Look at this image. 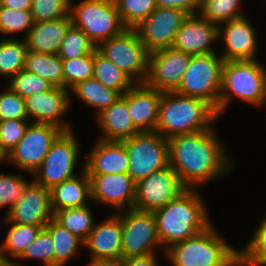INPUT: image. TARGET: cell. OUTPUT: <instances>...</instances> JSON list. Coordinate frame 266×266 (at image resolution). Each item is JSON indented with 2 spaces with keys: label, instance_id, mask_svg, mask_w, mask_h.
Here are the masks:
<instances>
[{
  "label": "cell",
  "instance_id": "47",
  "mask_svg": "<svg viewBox=\"0 0 266 266\" xmlns=\"http://www.w3.org/2000/svg\"><path fill=\"white\" fill-rule=\"evenodd\" d=\"M156 254L121 259L122 266H159Z\"/></svg>",
  "mask_w": 266,
  "mask_h": 266
},
{
  "label": "cell",
  "instance_id": "38",
  "mask_svg": "<svg viewBox=\"0 0 266 266\" xmlns=\"http://www.w3.org/2000/svg\"><path fill=\"white\" fill-rule=\"evenodd\" d=\"M123 25L135 28L157 7L155 0H113Z\"/></svg>",
  "mask_w": 266,
  "mask_h": 266
},
{
  "label": "cell",
  "instance_id": "20",
  "mask_svg": "<svg viewBox=\"0 0 266 266\" xmlns=\"http://www.w3.org/2000/svg\"><path fill=\"white\" fill-rule=\"evenodd\" d=\"M216 40L218 41V26L198 13L188 15L184 20L172 48L191 56L206 55L215 53L213 43Z\"/></svg>",
  "mask_w": 266,
  "mask_h": 266
},
{
  "label": "cell",
  "instance_id": "7",
  "mask_svg": "<svg viewBox=\"0 0 266 266\" xmlns=\"http://www.w3.org/2000/svg\"><path fill=\"white\" fill-rule=\"evenodd\" d=\"M223 64L224 59L217 53L191 56L175 92L208 102L218 115Z\"/></svg>",
  "mask_w": 266,
  "mask_h": 266
},
{
  "label": "cell",
  "instance_id": "11",
  "mask_svg": "<svg viewBox=\"0 0 266 266\" xmlns=\"http://www.w3.org/2000/svg\"><path fill=\"white\" fill-rule=\"evenodd\" d=\"M121 220L123 235L121 259L156 254L159 240L153 212L130 208L116 213Z\"/></svg>",
  "mask_w": 266,
  "mask_h": 266
},
{
  "label": "cell",
  "instance_id": "33",
  "mask_svg": "<svg viewBox=\"0 0 266 266\" xmlns=\"http://www.w3.org/2000/svg\"><path fill=\"white\" fill-rule=\"evenodd\" d=\"M93 215L88 204L82 207L58 210L54 213L53 218L72 234L85 241L96 223Z\"/></svg>",
  "mask_w": 266,
  "mask_h": 266
},
{
  "label": "cell",
  "instance_id": "22",
  "mask_svg": "<svg viewBox=\"0 0 266 266\" xmlns=\"http://www.w3.org/2000/svg\"><path fill=\"white\" fill-rule=\"evenodd\" d=\"M162 92L145 83H135L127 91L128 110L134 126L140 132L155 131Z\"/></svg>",
  "mask_w": 266,
  "mask_h": 266
},
{
  "label": "cell",
  "instance_id": "49",
  "mask_svg": "<svg viewBox=\"0 0 266 266\" xmlns=\"http://www.w3.org/2000/svg\"><path fill=\"white\" fill-rule=\"evenodd\" d=\"M88 266H122L121 259H90Z\"/></svg>",
  "mask_w": 266,
  "mask_h": 266
},
{
  "label": "cell",
  "instance_id": "29",
  "mask_svg": "<svg viewBox=\"0 0 266 266\" xmlns=\"http://www.w3.org/2000/svg\"><path fill=\"white\" fill-rule=\"evenodd\" d=\"M45 229L50 233L54 242V266H66L71 258L73 259L80 254V247L84 248V241L72 234L54 218L48 222Z\"/></svg>",
  "mask_w": 266,
  "mask_h": 266
},
{
  "label": "cell",
  "instance_id": "1",
  "mask_svg": "<svg viewBox=\"0 0 266 266\" xmlns=\"http://www.w3.org/2000/svg\"><path fill=\"white\" fill-rule=\"evenodd\" d=\"M220 139L214 127L167 139L169 165L188 189H199L235 167Z\"/></svg>",
  "mask_w": 266,
  "mask_h": 266
},
{
  "label": "cell",
  "instance_id": "18",
  "mask_svg": "<svg viewBox=\"0 0 266 266\" xmlns=\"http://www.w3.org/2000/svg\"><path fill=\"white\" fill-rule=\"evenodd\" d=\"M53 216L50 190L32 180L21 198L6 213L5 219L45 228Z\"/></svg>",
  "mask_w": 266,
  "mask_h": 266
},
{
  "label": "cell",
  "instance_id": "24",
  "mask_svg": "<svg viewBox=\"0 0 266 266\" xmlns=\"http://www.w3.org/2000/svg\"><path fill=\"white\" fill-rule=\"evenodd\" d=\"M95 118L103 133L99 140L121 142L140 132L134 126L128 110L127 91Z\"/></svg>",
  "mask_w": 266,
  "mask_h": 266
},
{
  "label": "cell",
  "instance_id": "32",
  "mask_svg": "<svg viewBox=\"0 0 266 266\" xmlns=\"http://www.w3.org/2000/svg\"><path fill=\"white\" fill-rule=\"evenodd\" d=\"M27 52L24 38L0 39V76L10 79L23 70Z\"/></svg>",
  "mask_w": 266,
  "mask_h": 266
},
{
  "label": "cell",
  "instance_id": "4",
  "mask_svg": "<svg viewBox=\"0 0 266 266\" xmlns=\"http://www.w3.org/2000/svg\"><path fill=\"white\" fill-rule=\"evenodd\" d=\"M173 266H239V249L224 240L214 222L203 232L165 251Z\"/></svg>",
  "mask_w": 266,
  "mask_h": 266
},
{
  "label": "cell",
  "instance_id": "34",
  "mask_svg": "<svg viewBox=\"0 0 266 266\" xmlns=\"http://www.w3.org/2000/svg\"><path fill=\"white\" fill-rule=\"evenodd\" d=\"M242 0H201L199 14L219 26L245 16L240 11Z\"/></svg>",
  "mask_w": 266,
  "mask_h": 266
},
{
  "label": "cell",
  "instance_id": "39",
  "mask_svg": "<svg viewBox=\"0 0 266 266\" xmlns=\"http://www.w3.org/2000/svg\"><path fill=\"white\" fill-rule=\"evenodd\" d=\"M64 88L70 90L77 83L93 78L94 75V52L86 56L62 60Z\"/></svg>",
  "mask_w": 266,
  "mask_h": 266
},
{
  "label": "cell",
  "instance_id": "45",
  "mask_svg": "<svg viewBox=\"0 0 266 266\" xmlns=\"http://www.w3.org/2000/svg\"><path fill=\"white\" fill-rule=\"evenodd\" d=\"M31 121L29 119H8L0 121V144L9 153L22 139Z\"/></svg>",
  "mask_w": 266,
  "mask_h": 266
},
{
  "label": "cell",
  "instance_id": "41",
  "mask_svg": "<svg viewBox=\"0 0 266 266\" xmlns=\"http://www.w3.org/2000/svg\"><path fill=\"white\" fill-rule=\"evenodd\" d=\"M7 84L14 93L23 98L34 95L37 92L47 91L53 86L41 76L25 69L12 76Z\"/></svg>",
  "mask_w": 266,
  "mask_h": 266
},
{
  "label": "cell",
  "instance_id": "50",
  "mask_svg": "<svg viewBox=\"0 0 266 266\" xmlns=\"http://www.w3.org/2000/svg\"><path fill=\"white\" fill-rule=\"evenodd\" d=\"M4 162H9V154L0 144V164Z\"/></svg>",
  "mask_w": 266,
  "mask_h": 266
},
{
  "label": "cell",
  "instance_id": "46",
  "mask_svg": "<svg viewBox=\"0 0 266 266\" xmlns=\"http://www.w3.org/2000/svg\"><path fill=\"white\" fill-rule=\"evenodd\" d=\"M157 7L177 8L189 15L198 14L201 8V0H155Z\"/></svg>",
  "mask_w": 266,
  "mask_h": 266
},
{
  "label": "cell",
  "instance_id": "36",
  "mask_svg": "<svg viewBox=\"0 0 266 266\" xmlns=\"http://www.w3.org/2000/svg\"><path fill=\"white\" fill-rule=\"evenodd\" d=\"M239 266H266V215L247 245L239 250Z\"/></svg>",
  "mask_w": 266,
  "mask_h": 266
},
{
  "label": "cell",
  "instance_id": "16",
  "mask_svg": "<svg viewBox=\"0 0 266 266\" xmlns=\"http://www.w3.org/2000/svg\"><path fill=\"white\" fill-rule=\"evenodd\" d=\"M70 98V90L57 86L26 97L25 106L29 120L33 123L52 124L63 131L73 130L71 123L65 121L63 116L70 108Z\"/></svg>",
  "mask_w": 266,
  "mask_h": 266
},
{
  "label": "cell",
  "instance_id": "23",
  "mask_svg": "<svg viewBox=\"0 0 266 266\" xmlns=\"http://www.w3.org/2000/svg\"><path fill=\"white\" fill-rule=\"evenodd\" d=\"M84 169L88 175L128 173L129 158L125 145L119 141L96 140L85 155Z\"/></svg>",
  "mask_w": 266,
  "mask_h": 266
},
{
  "label": "cell",
  "instance_id": "40",
  "mask_svg": "<svg viewBox=\"0 0 266 266\" xmlns=\"http://www.w3.org/2000/svg\"><path fill=\"white\" fill-rule=\"evenodd\" d=\"M30 181L18 173H0V209L6 208V213L21 198Z\"/></svg>",
  "mask_w": 266,
  "mask_h": 266
},
{
  "label": "cell",
  "instance_id": "44",
  "mask_svg": "<svg viewBox=\"0 0 266 266\" xmlns=\"http://www.w3.org/2000/svg\"><path fill=\"white\" fill-rule=\"evenodd\" d=\"M8 119H29L25 98L14 93L8 86L0 92V121Z\"/></svg>",
  "mask_w": 266,
  "mask_h": 266
},
{
  "label": "cell",
  "instance_id": "12",
  "mask_svg": "<svg viewBox=\"0 0 266 266\" xmlns=\"http://www.w3.org/2000/svg\"><path fill=\"white\" fill-rule=\"evenodd\" d=\"M62 132V129L52 124L31 122L22 139L8 153V163L33 175L45 159L52 143Z\"/></svg>",
  "mask_w": 266,
  "mask_h": 266
},
{
  "label": "cell",
  "instance_id": "37",
  "mask_svg": "<svg viewBox=\"0 0 266 266\" xmlns=\"http://www.w3.org/2000/svg\"><path fill=\"white\" fill-rule=\"evenodd\" d=\"M34 23L31 10H17L0 6V35H5V38H8L7 35L18 38L14 36L15 33L25 32L23 34L25 39Z\"/></svg>",
  "mask_w": 266,
  "mask_h": 266
},
{
  "label": "cell",
  "instance_id": "19",
  "mask_svg": "<svg viewBox=\"0 0 266 266\" xmlns=\"http://www.w3.org/2000/svg\"><path fill=\"white\" fill-rule=\"evenodd\" d=\"M256 34L246 16L219 25L218 40H223L225 47L220 56L224 61L256 60Z\"/></svg>",
  "mask_w": 266,
  "mask_h": 266
},
{
  "label": "cell",
  "instance_id": "3",
  "mask_svg": "<svg viewBox=\"0 0 266 266\" xmlns=\"http://www.w3.org/2000/svg\"><path fill=\"white\" fill-rule=\"evenodd\" d=\"M217 119L216 110L208 102L175 91H165L159 103L155 132L168 139L211 129Z\"/></svg>",
  "mask_w": 266,
  "mask_h": 266
},
{
  "label": "cell",
  "instance_id": "8",
  "mask_svg": "<svg viewBox=\"0 0 266 266\" xmlns=\"http://www.w3.org/2000/svg\"><path fill=\"white\" fill-rule=\"evenodd\" d=\"M125 72L135 83H144L148 75L149 52L135 28L101 42L96 48Z\"/></svg>",
  "mask_w": 266,
  "mask_h": 266
},
{
  "label": "cell",
  "instance_id": "21",
  "mask_svg": "<svg viewBox=\"0 0 266 266\" xmlns=\"http://www.w3.org/2000/svg\"><path fill=\"white\" fill-rule=\"evenodd\" d=\"M102 221L95 223L92 232L84 241L90 259H121L123 229L120 217L111 212Z\"/></svg>",
  "mask_w": 266,
  "mask_h": 266
},
{
  "label": "cell",
  "instance_id": "43",
  "mask_svg": "<svg viewBox=\"0 0 266 266\" xmlns=\"http://www.w3.org/2000/svg\"><path fill=\"white\" fill-rule=\"evenodd\" d=\"M54 242L50 233L43 228L37 238L25 249L19 260L38 259L44 266H54Z\"/></svg>",
  "mask_w": 266,
  "mask_h": 266
},
{
  "label": "cell",
  "instance_id": "27",
  "mask_svg": "<svg viewBox=\"0 0 266 266\" xmlns=\"http://www.w3.org/2000/svg\"><path fill=\"white\" fill-rule=\"evenodd\" d=\"M2 221L8 223L9 227L3 242L0 244V254L7 261L12 262L13 266H22V263L16 262V260H18L25 249L37 238L44 227L13 223L7 221L5 218Z\"/></svg>",
  "mask_w": 266,
  "mask_h": 266
},
{
  "label": "cell",
  "instance_id": "17",
  "mask_svg": "<svg viewBox=\"0 0 266 266\" xmlns=\"http://www.w3.org/2000/svg\"><path fill=\"white\" fill-rule=\"evenodd\" d=\"M91 201L107 205L113 213L134 207L136 182L128 173L89 175Z\"/></svg>",
  "mask_w": 266,
  "mask_h": 266
},
{
  "label": "cell",
  "instance_id": "13",
  "mask_svg": "<svg viewBox=\"0 0 266 266\" xmlns=\"http://www.w3.org/2000/svg\"><path fill=\"white\" fill-rule=\"evenodd\" d=\"M187 189L177 172L168 165L136 183L133 208L154 212L180 196Z\"/></svg>",
  "mask_w": 266,
  "mask_h": 266
},
{
  "label": "cell",
  "instance_id": "5",
  "mask_svg": "<svg viewBox=\"0 0 266 266\" xmlns=\"http://www.w3.org/2000/svg\"><path fill=\"white\" fill-rule=\"evenodd\" d=\"M265 93L266 67L259 59L224 61L218 117L223 115V112L228 109L229 103H232L234 99L262 108Z\"/></svg>",
  "mask_w": 266,
  "mask_h": 266
},
{
  "label": "cell",
  "instance_id": "52",
  "mask_svg": "<svg viewBox=\"0 0 266 266\" xmlns=\"http://www.w3.org/2000/svg\"><path fill=\"white\" fill-rule=\"evenodd\" d=\"M263 108L265 107L266 108V93H265V100H264V103H263Z\"/></svg>",
  "mask_w": 266,
  "mask_h": 266
},
{
  "label": "cell",
  "instance_id": "48",
  "mask_svg": "<svg viewBox=\"0 0 266 266\" xmlns=\"http://www.w3.org/2000/svg\"><path fill=\"white\" fill-rule=\"evenodd\" d=\"M32 0H0V6L17 10H31Z\"/></svg>",
  "mask_w": 266,
  "mask_h": 266
},
{
  "label": "cell",
  "instance_id": "30",
  "mask_svg": "<svg viewBox=\"0 0 266 266\" xmlns=\"http://www.w3.org/2000/svg\"><path fill=\"white\" fill-rule=\"evenodd\" d=\"M24 69L41 76L53 86L64 88L63 62L57 54L28 50Z\"/></svg>",
  "mask_w": 266,
  "mask_h": 266
},
{
  "label": "cell",
  "instance_id": "26",
  "mask_svg": "<svg viewBox=\"0 0 266 266\" xmlns=\"http://www.w3.org/2000/svg\"><path fill=\"white\" fill-rule=\"evenodd\" d=\"M81 168L80 176L75 175L50 189L51 206L54 213L61 209L88 205L87 201L91 200V182L84 169V164Z\"/></svg>",
  "mask_w": 266,
  "mask_h": 266
},
{
  "label": "cell",
  "instance_id": "51",
  "mask_svg": "<svg viewBox=\"0 0 266 266\" xmlns=\"http://www.w3.org/2000/svg\"><path fill=\"white\" fill-rule=\"evenodd\" d=\"M0 266H13L12 262L7 261L1 254H0Z\"/></svg>",
  "mask_w": 266,
  "mask_h": 266
},
{
  "label": "cell",
  "instance_id": "31",
  "mask_svg": "<svg viewBox=\"0 0 266 266\" xmlns=\"http://www.w3.org/2000/svg\"><path fill=\"white\" fill-rule=\"evenodd\" d=\"M104 86L119 91L122 95L128 91L135 82L97 49L94 51V75Z\"/></svg>",
  "mask_w": 266,
  "mask_h": 266
},
{
  "label": "cell",
  "instance_id": "28",
  "mask_svg": "<svg viewBox=\"0 0 266 266\" xmlns=\"http://www.w3.org/2000/svg\"><path fill=\"white\" fill-rule=\"evenodd\" d=\"M71 93L88 107L96 109L95 115L108 108L122 96L119 91L104 86L95 78L77 83L70 89Z\"/></svg>",
  "mask_w": 266,
  "mask_h": 266
},
{
  "label": "cell",
  "instance_id": "42",
  "mask_svg": "<svg viewBox=\"0 0 266 266\" xmlns=\"http://www.w3.org/2000/svg\"><path fill=\"white\" fill-rule=\"evenodd\" d=\"M71 0H32L34 22H43L70 16Z\"/></svg>",
  "mask_w": 266,
  "mask_h": 266
},
{
  "label": "cell",
  "instance_id": "25",
  "mask_svg": "<svg viewBox=\"0 0 266 266\" xmlns=\"http://www.w3.org/2000/svg\"><path fill=\"white\" fill-rule=\"evenodd\" d=\"M72 24L71 17L35 22L25 38L28 50L58 54L65 34Z\"/></svg>",
  "mask_w": 266,
  "mask_h": 266
},
{
  "label": "cell",
  "instance_id": "10",
  "mask_svg": "<svg viewBox=\"0 0 266 266\" xmlns=\"http://www.w3.org/2000/svg\"><path fill=\"white\" fill-rule=\"evenodd\" d=\"M73 132L63 131L52 143L45 159L33 174L35 183L50 190L76 175L80 144Z\"/></svg>",
  "mask_w": 266,
  "mask_h": 266
},
{
  "label": "cell",
  "instance_id": "15",
  "mask_svg": "<svg viewBox=\"0 0 266 266\" xmlns=\"http://www.w3.org/2000/svg\"><path fill=\"white\" fill-rule=\"evenodd\" d=\"M190 60L191 55L172 47L149 53L148 75L144 83L159 91H175Z\"/></svg>",
  "mask_w": 266,
  "mask_h": 266
},
{
  "label": "cell",
  "instance_id": "35",
  "mask_svg": "<svg viewBox=\"0 0 266 266\" xmlns=\"http://www.w3.org/2000/svg\"><path fill=\"white\" fill-rule=\"evenodd\" d=\"M96 48L95 44L80 28L71 24L60 45L57 55L62 60L77 59L93 53Z\"/></svg>",
  "mask_w": 266,
  "mask_h": 266
},
{
  "label": "cell",
  "instance_id": "14",
  "mask_svg": "<svg viewBox=\"0 0 266 266\" xmlns=\"http://www.w3.org/2000/svg\"><path fill=\"white\" fill-rule=\"evenodd\" d=\"M189 14L169 7H156L135 30L149 53L170 48Z\"/></svg>",
  "mask_w": 266,
  "mask_h": 266
},
{
  "label": "cell",
  "instance_id": "6",
  "mask_svg": "<svg viewBox=\"0 0 266 266\" xmlns=\"http://www.w3.org/2000/svg\"><path fill=\"white\" fill-rule=\"evenodd\" d=\"M72 2L73 0L70 3L72 24L80 28L96 47L126 29L113 0Z\"/></svg>",
  "mask_w": 266,
  "mask_h": 266
},
{
  "label": "cell",
  "instance_id": "9",
  "mask_svg": "<svg viewBox=\"0 0 266 266\" xmlns=\"http://www.w3.org/2000/svg\"><path fill=\"white\" fill-rule=\"evenodd\" d=\"M121 142L129 158L128 174L136 183L169 165L168 140L158 132H139Z\"/></svg>",
  "mask_w": 266,
  "mask_h": 266
},
{
  "label": "cell",
  "instance_id": "2",
  "mask_svg": "<svg viewBox=\"0 0 266 266\" xmlns=\"http://www.w3.org/2000/svg\"><path fill=\"white\" fill-rule=\"evenodd\" d=\"M199 189H187L180 196L153 212L164 254L171 245L196 236L212 225Z\"/></svg>",
  "mask_w": 266,
  "mask_h": 266
}]
</instances>
